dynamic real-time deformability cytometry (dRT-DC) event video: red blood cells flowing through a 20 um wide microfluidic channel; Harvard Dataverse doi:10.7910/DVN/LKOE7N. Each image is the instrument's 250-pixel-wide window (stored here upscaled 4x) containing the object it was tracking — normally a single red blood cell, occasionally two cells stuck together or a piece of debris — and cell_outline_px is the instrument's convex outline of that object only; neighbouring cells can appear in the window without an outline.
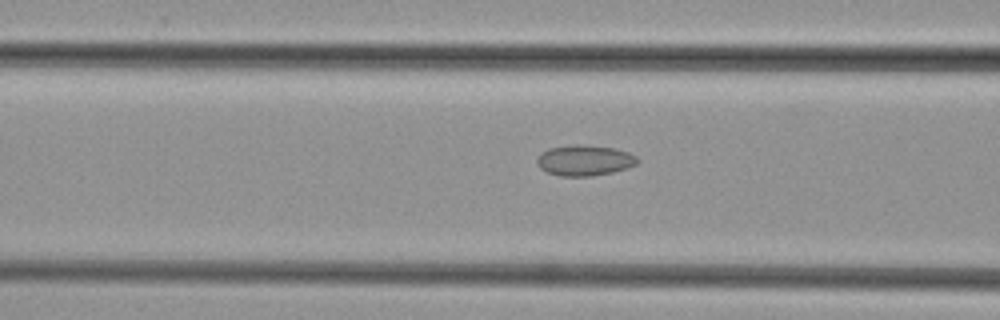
{"species": "common noctule bat (a hibernating species)", "species_latin": "Nyctalus noctula", "temperature_condition": "cold", "stored_images_in_passage": 31, "camera_frame_rate_fps": 3000, "um_per_image_px": 0.085, "animal": {"sex": "female", "body_mass_g": 29.2, "forearm_length_mm": 56.3}, "frame": {"image": 1, "passage_image": 6, "time_ms": 1.667, "image_size_px": [1000, 320], "cell_outline_px": [[640, 160], [636, 164], [628, 168], [612, 172], [592, 176], [560, 176], [548, 172], [540, 168], [536, 164], [536, 160], [540, 152], [548, 148], [572, 144], [576, 144], [616, 148], [628, 152], [636, 156]], "centroid_in_image_um": [49.67, 13.62], "position_along_channel_um": 116.9, "area_um2": 18.15}}
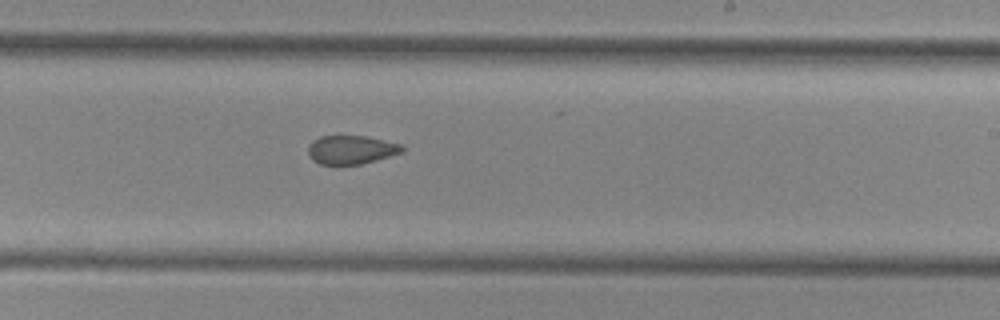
{"frame": {"image": 2, "passage_image": 16, "time_ms": 5.0, "image_size_px": [1000, 320], "cell_outline_px": [[404, 152], [376, 160], [360, 164], [320, 164], [312, 160], [308, 152], [308, 144], [312, 140], [320, 136], [364, 136], [404, 144]], "centroid_in_image_um": [29.86, 12.72], "position_along_channel_um": 259.1, "area_um2": 15.78}}
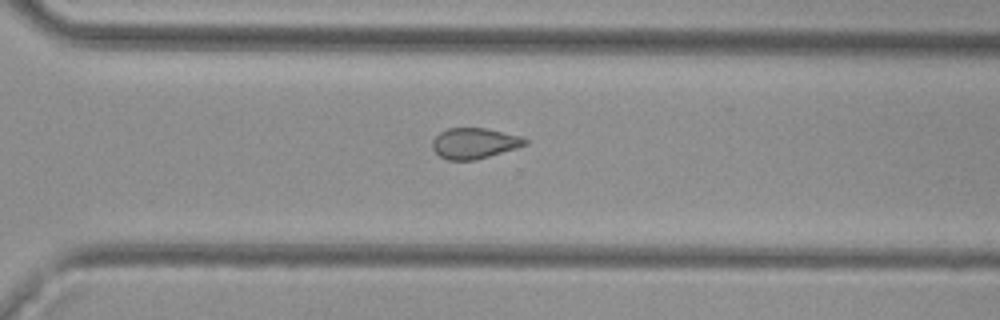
{"frame": {"image": 3, "passage_image": 21, "time_ms": 6.667, "image_size_px": [1000, 320], "cell_outline_px": [[528, 144], [516, 148], [476, 160], [448, 160], [440, 156], [432, 148], [432, 140], [440, 132], [448, 128], [488, 128], [520, 136], [528, 140]], "centroid_in_image_um": [40.32, 12.17], "position_along_channel_um": 330.3, "area_um2": 16.59}}